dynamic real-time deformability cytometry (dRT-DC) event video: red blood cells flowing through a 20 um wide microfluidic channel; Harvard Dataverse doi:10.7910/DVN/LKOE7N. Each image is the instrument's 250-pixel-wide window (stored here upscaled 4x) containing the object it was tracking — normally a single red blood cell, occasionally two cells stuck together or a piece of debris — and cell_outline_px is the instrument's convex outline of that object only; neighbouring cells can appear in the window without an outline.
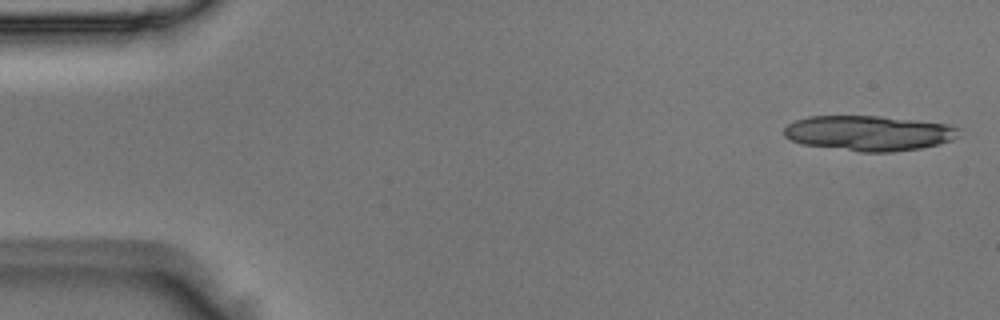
{"species": "Egyptian fruit bat (a non-hibernating species)", "species_latin": "Rousettus aegyptiacus", "temperature_condition": "room temperature", "stored_images_in_passage": 13, "camera_frame_rate_fps": 3000, "um_per_image_px": 0.085, "animal": {"sex": "male"}, "frame": {"image": 1, "passage_image": 1, "time_ms": 0.0, "image_size_px": [1000, 320], "cell_outline_px": [[960, 136], [952, 140], [920, 148], [892, 152], [860, 152], [800, 144], [784, 136], [784, 128], [788, 124], [796, 120], [808, 116], [880, 116], [948, 124], [960, 128]], "centroid_in_image_um": [73.85, 11.32], "position_along_channel_um": 11.2, "area_um2": 35.95}}